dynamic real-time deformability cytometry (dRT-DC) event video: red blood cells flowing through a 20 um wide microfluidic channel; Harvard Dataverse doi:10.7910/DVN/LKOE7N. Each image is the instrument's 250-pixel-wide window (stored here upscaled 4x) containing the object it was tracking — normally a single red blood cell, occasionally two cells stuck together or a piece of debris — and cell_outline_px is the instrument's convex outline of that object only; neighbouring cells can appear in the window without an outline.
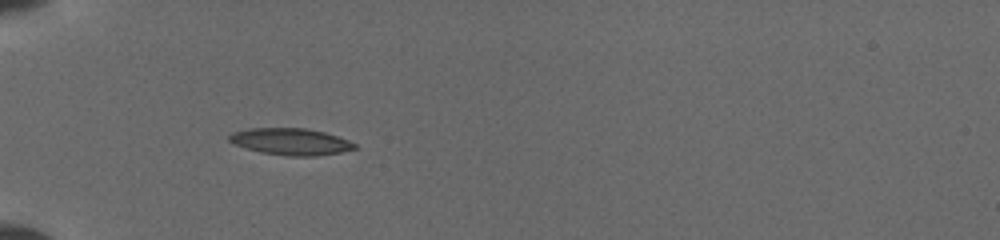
{"species": "common noctule bat (a hibernating species)", "species_latin": "Nyctalus noctula", "temperature_condition": "cold", "stored_images_in_passage": 56, "camera_frame_rate_fps": 3000, "um_per_image_px": 0.085, "animal": {"sex": "female", "body_mass_g": 19.5, "forearm_length_mm": 54.1}, "frame": {"image": 1, "passage_image": 19, "time_ms": 5.667, "image_size_px": [1000, 240], "cell_outline_px": [[356, 148], [340, 152], [316, 156], [288, 156], [260, 152], [236, 144], [228, 140], [228, 136], [232, 132], [248, 128], [304, 128], [324, 132], [348, 140], [356, 144]], "centroid_in_image_um": [24.7, 12.03], "position_along_channel_um": 60.3, "area_um2": 19.36}}
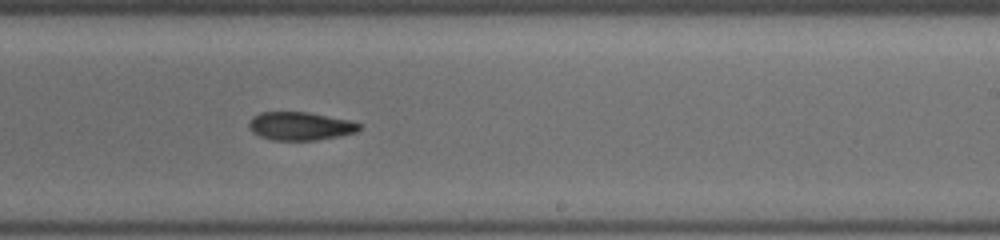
{"frame": {"image": 2, "passage_image": 29, "time_ms": 11.0, "image_size_px": [1000, 240], "cell_outline_px": [[364, 124], [356, 132], [340, 136], [316, 140], [272, 140], [260, 136], [252, 132], [248, 128], [248, 120], [252, 116], [260, 112], [308, 112], [352, 120]], "centroid_in_image_um": [25.53, 10.71], "position_along_channel_um": 263.5, "area_um2": 18.5}}
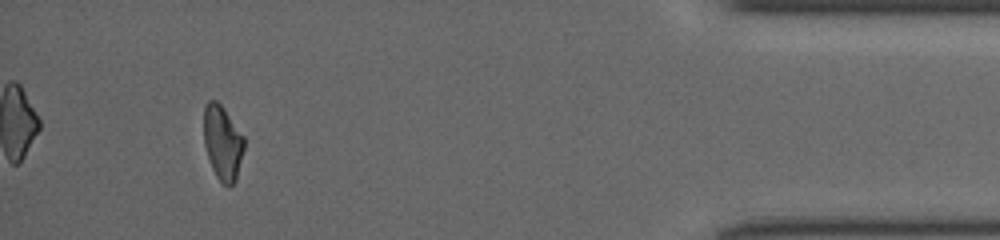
{"frame": {"image": 3, "passage_image": 51, "time_ms": 16.0, "image_size_px": [1000, 240], "cell_outline_px": [[244, 148], [236, 180], [228, 188], [220, 184], [212, 168], [204, 144], [204, 108], [208, 100], [216, 100], [224, 108], [244, 136]], "centroid_in_image_um": [18.92, 12.15], "position_along_channel_um": 416.3, "area_um2": 17.63}}